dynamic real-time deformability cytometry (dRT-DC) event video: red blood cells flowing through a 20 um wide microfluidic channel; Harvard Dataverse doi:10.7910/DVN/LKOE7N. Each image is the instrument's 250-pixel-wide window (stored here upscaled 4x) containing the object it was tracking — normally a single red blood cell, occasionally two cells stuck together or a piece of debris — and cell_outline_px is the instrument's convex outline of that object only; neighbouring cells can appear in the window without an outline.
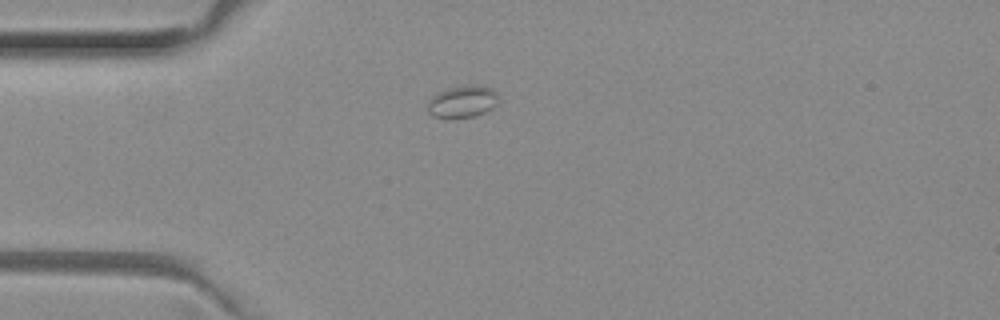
{"species": "common noctule bat (a hibernating species)", "species_latin": "Nyctalus noctula", "temperature_condition": "room temperature", "stored_images_in_passage": 39, "camera_frame_rate_fps": 3000, "um_per_image_px": 0.085, "animal": {"sex": "female", "body_mass_g": 29.2, "forearm_length_mm": 56.3}, "frame": {"image": 1, "passage_image": 1, "time_ms": 0.0, "image_size_px": [1000, 320], "cell_outline_px": [[500, 96], [496, 104], [492, 108], [476, 116], [452, 120], [448, 120], [432, 116], [428, 112], [428, 100], [436, 92], [448, 88], [492, 88]], "centroid_in_image_um": [39.25, 8.73], "position_along_channel_um": 45.8, "area_um2": 13.12}}
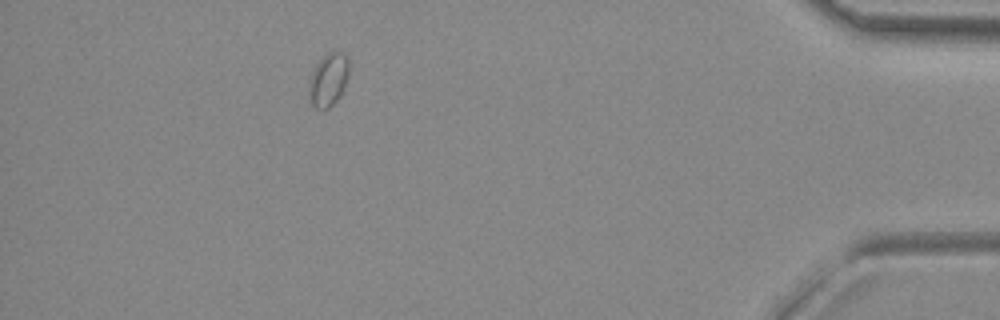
{"frame": {"image": 2, "passage_image": 34, "time_ms": 11.0, "image_size_px": [1000, 320], "cell_outline_px": [[348, 76], [336, 100], [328, 108], [316, 108], [308, 100], [308, 92], [312, 72], [316, 64], [328, 52], [344, 52], [348, 56]], "centroid_in_image_um": [27.89, 6.75], "position_along_channel_um": 407.3, "area_um2": 12.08}}